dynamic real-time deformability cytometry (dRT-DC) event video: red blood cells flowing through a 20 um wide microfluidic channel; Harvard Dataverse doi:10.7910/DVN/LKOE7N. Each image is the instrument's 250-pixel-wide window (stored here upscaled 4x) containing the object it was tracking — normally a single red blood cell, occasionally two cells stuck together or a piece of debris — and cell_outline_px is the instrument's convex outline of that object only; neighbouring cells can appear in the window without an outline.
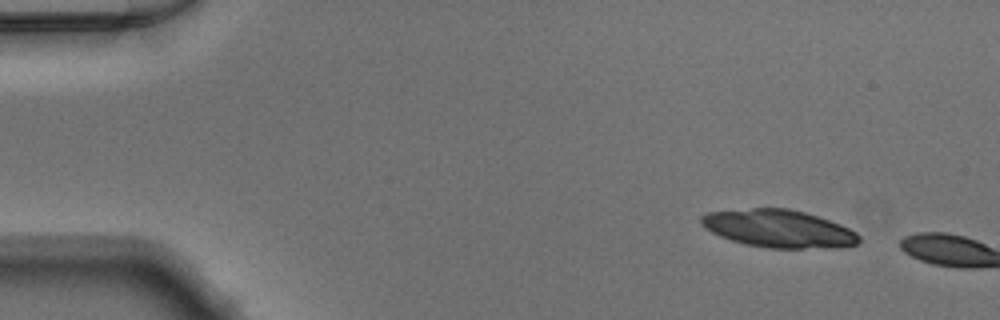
{"species": "Egyptian fruit bat (a non-hibernating species)", "species_latin": "Rousettus aegyptiacus", "temperature_condition": "warm", "stored_images_in_passage": 2, "camera_frame_rate_fps": 3000, "um_per_image_px": 0.085, "animal": {"sex": "male"}, "frame": {"image": 1, "passage_image": 1, "time_ms": 0.0, "image_size_px": [1000, 320], "cell_outline_px": [[860, 244], [840, 248], [768, 248], [744, 244], [720, 236], [704, 228], [700, 224], [700, 216], [708, 212], [752, 208], [788, 208], [804, 212], [840, 224], [856, 232], [860, 236]], "centroid_in_image_um": [66.2, 19.44], "position_along_channel_um": 18.8, "area_um2": 34.85}}